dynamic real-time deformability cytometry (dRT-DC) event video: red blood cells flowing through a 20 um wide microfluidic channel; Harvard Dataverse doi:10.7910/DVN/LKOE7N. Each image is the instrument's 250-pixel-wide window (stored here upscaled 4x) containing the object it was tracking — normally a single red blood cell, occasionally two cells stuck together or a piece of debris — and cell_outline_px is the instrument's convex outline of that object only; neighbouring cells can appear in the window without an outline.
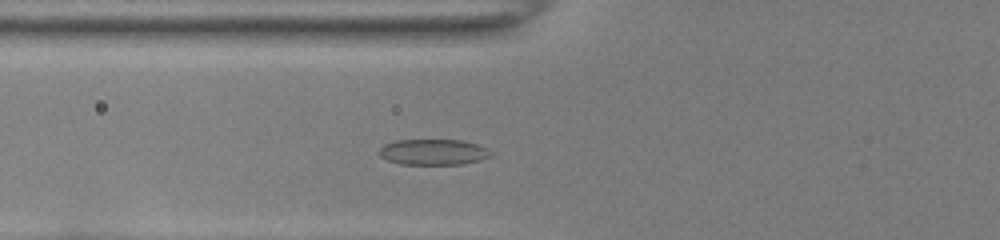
{"species": "common noctule bat (a hibernating species)", "species_latin": "Nyctalus noctula", "temperature_condition": "room temperature", "stored_images_in_passage": 43, "camera_frame_rate_fps": 3000, "um_per_image_px": 0.085, "animal": {"sex": "female", "body_mass_g": 22.0, "forearm_length_mm": 56.7}, "frame": {"image": 1, "passage_image": 12, "time_ms": 3.667, "image_size_px": [1000, 240], "cell_outline_px": [[492, 156], [480, 160], [464, 164], [400, 164], [388, 160], [380, 156], [380, 148], [384, 144], [396, 140], [464, 140], [480, 144], [488, 148], [492, 152]], "centroid_in_image_um": [36.89, 12.91], "position_along_channel_um": 88.9, "area_um2": 16.94}}
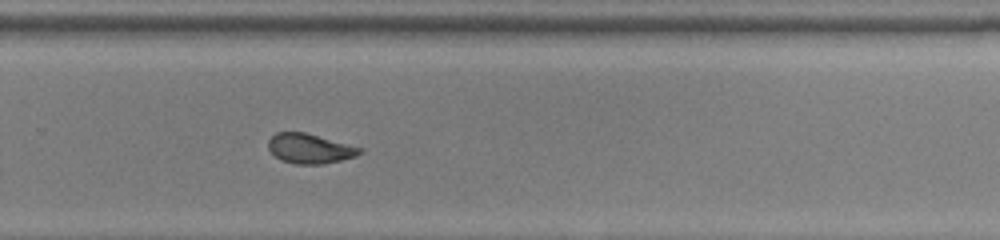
{"frame": {"image": 2, "passage_image": 28, "time_ms": 9.0, "image_size_px": [1000, 240], "cell_outline_px": [[364, 152], [356, 156], [324, 164], [296, 164], [280, 160], [268, 148], [268, 140], [276, 132], [304, 132], [364, 148]], "centroid_in_image_um": [26.35, 12.63], "position_along_channel_um": 303.4, "area_um2": 15.9}}
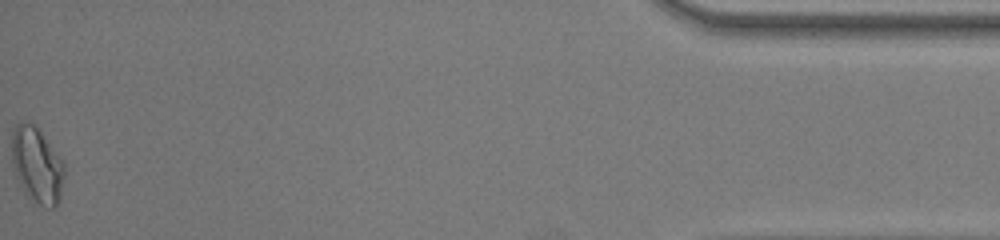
{"frame": {"image": 3, "passage_image": 43, "time_ms": 14.0, "image_size_px": [1000, 240], "cell_outline_px": [[64, 176], [60, 200], [52, 208], [44, 208], [28, 196], [24, 192], [12, 168], [12, 132], [16, 124], [20, 120], [28, 120], [40, 132], [64, 164]], "centroid_in_image_um": [3.12, 14.05], "position_along_channel_um": 432.1, "area_um2": 23.06}, "authors_computed_cell_mechanics": {"area_um2": 17.1666, "velocity_mm_per_s": 4.0239, "shape_relaxation_time_tau1_ms": 5.1467, "shape_relaxation_time_tau2_ms": 0.9934, "deformation_change_tau1": 0.1539, "deformation_change_tau2": 0.079}}